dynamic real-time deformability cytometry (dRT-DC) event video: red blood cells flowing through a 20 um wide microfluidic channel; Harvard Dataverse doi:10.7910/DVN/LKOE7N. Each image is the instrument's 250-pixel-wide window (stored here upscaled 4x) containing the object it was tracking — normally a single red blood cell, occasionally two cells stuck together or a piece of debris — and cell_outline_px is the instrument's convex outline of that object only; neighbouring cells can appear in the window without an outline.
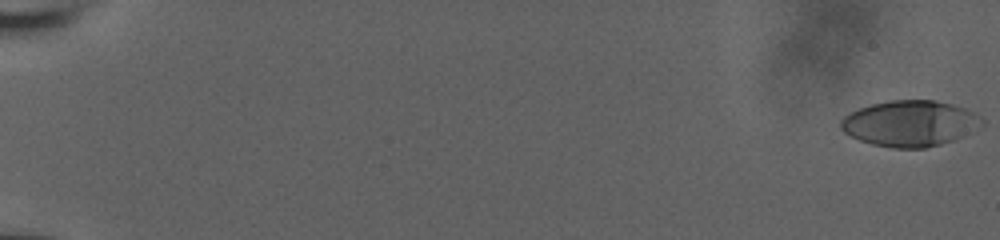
{"species": "human", "species_latin": "Homo sapiens", "temperature_condition": "room temperature", "stored_images_in_passage": 58, "camera_frame_rate_fps": 3000, "um_per_image_px": 0.085, "donor": {"sex": "male"}, "frame": {"image": 1, "passage_image": 1, "time_ms": 0.0, "image_size_px": [1000, 240], "cell_outline_px": [[984, 124], [952, 140], [940, 144], [924, 148], [892, 148], [872, 144], [860, 140], [844, 132], [840, 128], [840, 120], [844, 116], [860, 108], [872, 104], [892, 100], [936, 100], [952, 104], [964, 108], [980, 116], [984, 120]], "centroid_in_image_um": [77.33, 10.48], "position_along_channel_um": 7.7, "area_um2": 37.4}}
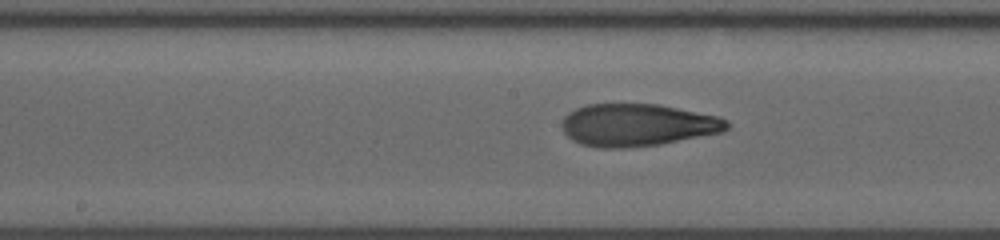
{"frame": {"image": 2, "passage_image": 33, "time_ms": 10.667, "image_size_px": [1000, 240], "cell_outline_px": [[728, 128], [724, 132], [660, 144], [624, 148], [600, 148], [580, 144], [572, 140], [560, 128], [560, 124], [564, 116], [568, 112], [576, 108], [588, 104], [660, 104], [720, 116], [728, 120]], "centroid_in_image_um": [54.17, 10.62], "position_along_channel_um": 194.0, "area_um2": 41.21}}
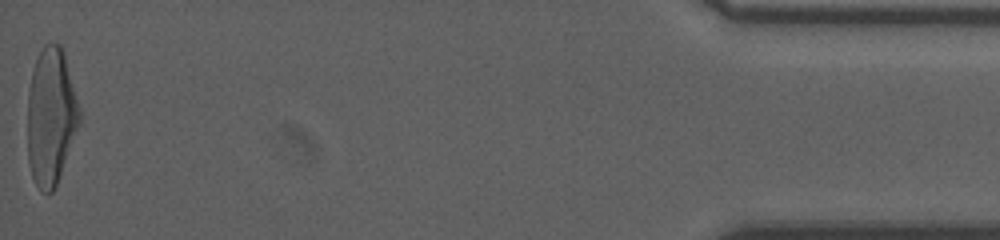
{"frame": {"image": 3, "passage_image": 58, "time_ms": 19.0, "image_size_px": [1000, 240], "cell_outline_px": [[80, 124], [56, 184], [52, 192], [48, 196], [40, 192], [32, 176], [28, 160], [28, 92], [32, 72], [36, 60], [44, 44], [60, 44], [64, 52], [80, 108]], "centroid_in_image_um": [4.33, 9.93], "position_along_channel_um": 430.9, "area_um2": 41.44}, "authors_computed_cell_mechanics": {"area_um2": 39.882, "velocity_mm_per_s": 3.8539, "shape_relaxation_time_tau1_ms": 4.5434, "shape_relaxation_time_tau2_ms": 2.1259, "deformation_change_tau1": 0.2227, "deformation_change_tau2": 0.0893}}